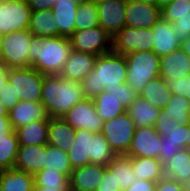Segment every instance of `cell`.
Masks as SVG:
<instances>
[{"mask_svg": "<svg viewBox=\"0 0 190 191\" xmlns=\"http://www.w3.org/2000/svg\"><path fill=\"white\" fill-rule=\"evenodd\" d=\"M72 50L68 37L40 38L32 36L29 48V67L44 75H59Z\"/></svg>", "mask_w": 190, "mask_h": 191, "instance_id": "6da1fadb", "label": "cell"}, {"mask_svg": "<svg viewBox=\"0 0 190 191\" xmlns=\"http://www.w3.org/2000/svg\"><path fill=\"white\" fill-rule=\"evenodd\" d=\"M84 98L81 82L43 74L41 102L49 117L61 118Z\"/></svg>", "mask_w": 190, "mask_h": 191, "instance_id": "7a4b0ae2", "label": "cell"}, {"mask_svg": "<svg viewBox=\"0 0 190 191\" xmlns=\"http://www.w3.org/2000/svg\"><path fill=\"white\" fill-rule=\"evenodd\" d=\"M127 63L124 55L109 53L98 56L94 69L81 81L85 98L93 99L105 87L126 83Z\"/></svg>", "mask_w": 190, "mask_h": 191, "instance_id": "3957f363", "label": "cell"}, {"mask_svg": "<svg viewBox=\"0 0 190 191\" xmlns=\"http://www.w3.org/2000/svg\"><path fill=\"white\" fill-rule=\"evenodd\" d=\"M127 63L126 83L140 94L147 83L160 76V57L153 51H137L125 55Z\"/></svg>", "mask_w": 190, "mask_h": 191, "instance_id": "277c9868", "label": "cell"}, {"mask_svg": "<svg viewBox=\"0 0 190 191\" xmlns=\"http://www.w3.org/2000/svg\"><path fill=\"white\" fill-rule=\"evenodd\" d=\"M29 30H20L2 35L0 61L8 68L29 67V48L32 38Z\"/></svg>", "mask_w": 190, "mask_h": 191, "instance_id": "5b68a950", "label": "cell"}, {"mask_svg": "<svg viewBox=\"0 0 190 191\" xmlns=\"http://www.w3.org/2000/svg\"><path fill=\"white\" fill-rule=\"evenodd\" d=\"M135 123L127 112L103 122L101 133L116 154L127 153L135 133Z\"/></svg>", "mask_w": 190, "mask_h": 191, "instance_id": "8992f818", "label": "cell"}, {"mask_svg": "<svg viewBox=\"0 0 190 191\" xmlns=\"http://www.w3.org/2000/svg\"><path fill=\"white\" fill-rule=\"evenodd\" d=\"M153 46L152 28L125 26L112 38V51L124 56L137 51H153Z\"/></svg>", "mask_w": 190, "mask_h": 191, "instance_id": "52a82bcc", "label": "cell"}, {"mask_svg": "<svg viewBox=\"0 0 190 191\" xmlns=\"http://www.w3.org/2000/svg\"><path fill=\"white\" fill-rule=\"evenodd\" d=\"M8 81L20 101L41 102L43 74L32 67L9 68Z\"/></svg>", "mask_w": 190, "mask_h": 191, "instance_id": "ba28073f", "label": "cell"}, {"mask_svg": "<svg viewBox=\"0 0 190 191\" xmlns=\"http://www.w3.org/2000/svg\"><path fill=\"white\" fill-rule=\"evenodd\" d=\"M73 50L97 56L112 51V38L100 26L75 31L70 37Z\"/></svg>", "mask_w": 190, "mask_h": 191, "instance_id": "9c48e42d", "label": "cell"}, {"mask_svg": "<svg viewBox=\"0 0 190 191\" xmlns=\"http://www.w3.org/2000/svg\"><path fill=\"white\" fill-rule=\"evenodd\" d=\"M31 12L25 0H0V34L28 30Z\"/></svg>", "mask_w": 190, "mask_h": 191, "instance_id": "30bf717a", "label": "cell"}, {"mask_svg": "<svg viewBox=\"0 0 190 191\" xmlns=\"http://www.w3.org/2000/svg\"><path fill=\"white\" fill-rule=\"evenodd\" d=\"M75 130H88L93 133L102 131L103 119L97 114L93 99L84 98L61 117Z\"/></svg>", "mask_w": 190, "mask_h": 191, "instance_id": "8fae6325", "label": "cell"}, {"mask_svg": "<svg viewBox=\"0 0 190 191\" xmlns=\"http://www.w3.org/2000/svg\"><path fill=\"white\" fill-rule=\"evenodd\" d=\"M162 136L154 126L137 127L131 146L126 154L131 157H146L159 159Z\"/></svg>", "mask_w": 190, "mask_h": 191, "instance_id": "7c38bea8", "label": "cell"}, {"mask_svg": "<svg viewBox=\"0 0 190 191\" xmlns=\"http://www.w3.org/2000/svg\"><path fill=\"white\" fill-rule=\"evenodd\" d=\"M126 2L127 0H104L97 3L99 26L111 38L126 26Z\"/></svg>", "mask_w": 190, "mask_h": 191, "instance_id": "4fadbf2b", "label": "cell"}, {"mask_svg": "<svg viewBox=\"0 0 190 191\" xmlns=\"http://www.w3.org/2000/svg\"><path fill=\"white\" fill-rule=\"evenodd\" d=\"M125 18L126 26L152 28L161 19V9L136 0H127Z\"/></svg>", "mask_w": 190, "mask_h": 191, "instance_id": "5bb4252c", "label": "cell"}, {"mask_svg": "<svg viewBox=\"0 0 190 191\" xmlns=\"http://www.w3.org/2000/svg\"><path fill=\"white\" fill-rule=\"evenodd\" d=\"M161 18L174 25L180 42L190 37V0H175L161 9Z\"/></svg>", "mask_w": 190, "mask_h": 191, "instance_id": "9a60e30c", "label": "cell"}, {"mask_svg": "<svg viewBox=\"0 0 190 191\" xmlns=\"http://www.w3.org/2000/svg\"><path fill=\"white\" fill-rule=\"evenodd\" d=\"M106 169V166L96 164L73 169L69 176L70 191H96Z\"/></svg>", "mask_w": 190, "mask_h": 191, "instance_id": "2e32d148", "label": "cell"}, {"mask_svg": "<svg viewBox=\"0 0 190 191\" xmlns=\"http://www.w3.org/2000/svg\"><path fill=\"white\" fill-rule=\"evenodd\" d=\"M97 58L95 54L72 49L59 75L64 79L81 82L94 69Z\"/></svg>", "mask_w": 190, "mask_h": 191, "instance_id": "e0dca14e", "label": "cell"}, {"mask_svg": "<svg viewBox=\"0 0 190 191\" xmlns=\"http://www.w3.org/2000/svg\"><path fill=\"white\" fill-rule=\"evenodd\" d=\"M46 145H19L15 169L35 176L45 168Z\"/></svg>", "mask_w": 190, "mask_h": 191, "instance_id": "ac0fdd59", "label": "cell"}, {"mask_svg": "<svg viewBox=\"0 0 190 191\" xmlns=\"http://www.w3.org/2000/svg\"><path fill=\"white\" fill-rule=\"evenodd\" d=\"M154 46L153 52L161 57L180 49L181 42L176 37L174 25L169 21L160 19L152 27Z\"/></svg>", "mask_w": 190, "mask_h": 191, "instance_id": "d6986e66", "label": "cell"}, {"mask_svg": "<svg viewBox=\"0 0 190 191\" xmlns=\"http://www.w3.org/2000/svg\"><path fill=\"white\" fill-rule=\"evenodd\" d=\"M13 130L40 119H49L42 102L19 101L9 112Z\"/></svg>", "mask_w": 190, "mask_h": 191, "instance_id": "ffe728a7", "label": "cell"}, {"mask_svg": "<svg viewBox=\"0 0 190 191\" xmlns=\"http://www.w3.org/2000/svg\"><path fill=\"white\" fill-rule=\"evenodd\" d=\"M160 77L164 80H177L190 74V58L178 49L160 57Z\"/></svg>", "mask_w": 190, "mask_h": 191, "instance_id": "44dd1931", "label": "cell"}, {"mask_svg": "<svg viewBox=\"0 0 190 191\" xmlns=\"http://www.w3.org/2000/svg\"><path fill=\"white\" fill-rule=\"evenodd\" d=\"M93 132L75 130L74 145L68 151V157L73 169L91 164V147Z\"/></svg>", "mask_w": 190, "mask_h": 191, "instance_id": "7402d4cb", "label": "cell"}, {"mask_svg": "<svg viewBox=\"0 0 190 191\" xmlns=\"http://www.w3.org/2000/svg\"><path fill=\"white\" fill-rule=\"evenodd\" d=\"M79 2L58 1L52 7L53 23L59 29V36L70 37L75 32V19Z\"/></svg>", "mask_w": 190, "mask_h": 191, "instance_id": "603a6c76", "label": "cell"}, {"mask_svg": "<svg viewBox=\"0 0 190 191\" xmlns=\"http://www.w3.org/2000/svg\"><path fill=\"white\" fill-rule=\"evenodd\" d=\"M75 129L62 118L49 117L48 142L49 146H54L68 152L74 145Z\"/></svg>", "mask_w": 190, "mask_h": 191, "instance_id": "cb8c5ba5", "label": "cell"}, {"mask_svg": "<svg viewBox=\"0 0 190 191\" xmlns=\"http://www.w3.org/2000/svg\"><path fill=\"white\" fill-rule=\"evenodd\" d=\"M49 119H40L18 127L15 132L19 145H47Z\"/></svg>", "mask_w": 190, "mask_h": 191, "instance_id": "d4e9b609", "label": "cell"}, {"mask_svg": "<svg viewBox=\"0 0 190 191\" xmlns=\"http://www.w3.org/2000/svg\"><path fill=\"white\" fill-rule=\"evenodd\" d=\"M106 168L115 175L117 188L121 191L128 189L137 181L132 168V157L126 153L116 154Z\"/></svg>", "mask_w": 190, "mask_h": 191, "instance_id": "484cf974", "label": "cell"}, {"mask_svg": "<svg viewBox=\"0 0 190 191\" xmlns=\"http://www.w3.org/2000/svg\"><path fill=\"white\" fill-rule=\"evenodd\" d=\"M159 111V108L140 96L126 109L136 128L155 126Z\"/></svg>", "mask_w": 190, "mask_h": 191, "instance_id": "4316f807", "label": "cell"}, {"mask_svg": "<svg viewBox=\"0 0 190 191\" xmlns=\"http://www.w3.org/2000/svg\"><path fill=\"white\" fill-rule=\"evenodd\" d=\"M53 20L54 14L51 9L32 11L28 30L33 36L40 38L59 36V29Z\"/></svg>", "mask_w": 190, "mask_h": 191, "instance_id": "83f0119b", "label": "cell"}, {"mask_svg": "<svg viewBox=\"0 0 190 191\" xmlns=\"http://www.w3.org/2000/svg\"><path fill=\"white\" fill-rule=\"evenodd\" d=\"M34 176L15 168L0 171V191H32Z\"/></svg>", "mask_w": 190, "mask_h": 191, "instance_id": "f1b7e54d", "label": "cell"}, {"mask_svg": "<svg viewBox=\"0 0 190 191\" xmlns=\"http://www.w3.org/2000/svg\"><path fill=\"white\" fill-rule=\"evenodd\" d=\"M132 168L137 179L158 182L164 177V166L157 158L132 157Z\"/></svg>", "mask_w": 190, "mask_h": 191, "instance_id": "f546056e", "label": "cell"}, {"mask_svg": "<svg viewBox=\"0 0 190 191\" xmlns=\"http://www.w3.org/2000/svg\"><path fill=\"white\" fill-rule=\"evenodd\" d=\"M139 96L157 108L163 109L170 100L172 93L166 81L159 76L151 79L140 92Z\"/></svg>", "mask_w": 190, "mask_h": 191, "instance_id": "4dcf8cb0", "label": "cell"}, {"mask_svg": "<svg viewBox=\"0 0 190 191\" xmlns=\"http://www.w3.org/2000/svg\"><path fill=\"white\" fill-rule=\"evenodd\" d=\"M164 176H168L176 180L179 184L190 178V151L183 149L169 162L164 165Z\"/></svg>", "mask_w": 190, "mask_h": 191, "instance_id": "1f68e13d", "label": "cell"}, {"mask_svg": "<svg viewBox=\"0 0 190 191\" xmlns=\"http://www.w3.org/2000/svg\"><path fill=\"white\" fill-rule=\"evenodd\" d=\"M93 100L97 114L102 117L104 122L125 113L127 109L116 96L105 91L97 94Z\"/></svg>", "mask_w": 190, "mask_h": 191, "instance_id": "d6a6232c", "label": "cell"}, {"mask_svg": "<svg viewBox=\"0 0 190 191\" xmlns=\"http://www.w3.org/2000/svg\"><path fill=\"white\" fill-rule=\"evenodd\" d=\"M34 185L37 187L57 189V191H70L69 177L65 173L46 169L39 171L34 176Z\"/></svg>", "mask_w": 190, "mask_h": 191, "instance_id": "836d02e7", "label": "cell"}, {"mask_svg": "<svg viewBox=\"0 0 190 191\" xmlns=\"http://www.w3.org/2000/svg\"><path fill=\"white\" fill-rule=\"evenodd\" d=\"M99 26L97 3L91 0H81L76 12L75 31Z\"/></svg>", "mask_w": 190, "mask_h": 191, "instance_id": "e575fe53", "label": "cell"}, {"mask_svg": "<svg viewBox=\"0 0 190 191\" xmlns=\"http://www.w3.org/2000/svg\"><path fill=\"white\" fill-rule=\"evenodd\" d=\"M18 146V137L15 130L0 137V171L14 167Z\"/></svg>", "mask_w": 190, "mask_h": 191, "instance_id": "d590c367", "label": "cell"}, {"mask_svg": "<svg viewBox=\"0 0 190 191\" xmlns=\"http://www.w3.org/2000/svg\"><path fill=\"white\" fill-rule=\"evenodd\" d=\"M116 153L110 147L105 136L93 133L91 147V164L107 166L115 157Z\"/></svg>", "mask_w": 190, "mask_h": 191, "instance_id": "8d00e7d4", "label": "cell"}, {"mask_svg": "<svg viewBox=\"0 0 190 191\" xmlns=\"http://www.w3.org/2000/svg\"><path fill=\"white\" fill-rule=\"evenodd\" d=\"M165 108L166 115L171 116L174 123L178 125L190 123V100L187 98L172 94Z\"/></svg>", "mask_w": 190, "mask_h": 191, "instance_id": "74e56055", "label": "cell"}, {"mask_svg": "<svg viewBox=\"0 0 190 191\" xmlns=\"http://www.w3.org/2000/svg\"><path fill=\"white\" fill-rule=\"evenodd\" d=\"M45 168H51L60 173H65L68 177L73 170L68 152L54 146H49L48 144L46 145Z\"/></svg>", "mask_w": 190, "mask_h": 191, "instance_id": "f35d334b", "label": "cell"}, {"mask_svg": "<svg viewBox=\"0 0 190 191\" xmlns=\"http://www.w3.org/2000/svg\"><path fill=\"white\" fill-rule=\"evenodd\" d=\"M103 91L116 96L126 108L139 96L133 87L127 83L117 84V86L114 87H105Z\"/></svg>", "mask_w": 190, "mask_h": 191, "instance_id": "ab89813d", "label": "cell"}, {"mask_svg": "<svg viewBox=\"0 0 190 191\" xmlns=\"http://www.w3.org/2000/svg\"><path fill=\"white\" fill-rule=\"evenodd\" d=\"M188 125H178L175 123L169 131L166 137V141L172 142L178 148L187 149V139H188Z\"/></svg>", "mask_w": 190, "mask_h": 191, "instance_id": "60d3db41", "label": "cell"}, {"mask_svg": "<svg viewBox=\"0 0 190 191\" xmlns=\"http://www.w3.org/2000/svg\"><path fill=\"white\" fill-rule=\"evenodd\" d=\"M172 94L183 96L190 100V74L177 80H165Z\"/></svg>", "mask_w": 190, "mask_h": 191, "instance_id": "b9f144b4", "label": "cell"}, {"mask_svg": "<svg viewBox=\"0 0 190 191\" xmlns=\"http://www.w3.org/2000/svg\"><path fill=\"white\" fill-rule=\"evenodd\" d=\"M0 101L8 111H10L20 101L19 95H16L14 86L11 85L9 81L0 92Z\"/></svg>", "mask_w": 190, "mask_h": 191, "instance_id": "7bdbcfd3", "label": "cell"}, {"mask_svg": "<svg viewBox=\"0 0 190 191\" xmlns=\"http://www.w3.org/2000/svg\"><path fill=\"white\" fill-rule=\"evenodd\" d=\"M182 148H178L172 142L166 141V137L162 136L161 140V153H160V161L164 166L166 163L169 162V159L174 157L177 153L182 151Z\"/></svg>", "mask_w": 190, "mask_h": 191, "instance_id": "ee69618b", "label": "cell"}, {"mask_svg": "<svg viewBox=\"0 0 190 191\" xmlns=\"http://www.w3.org/2000/svg\"><path fill=\"white\" fill-rule=\"evenodd\" d=\"M171 118V116L166 115V108L160 109L154 127L161 136L167 135L170 132L169 130L175 126V123L171 120Z\"/></svg>", "mask_w": 190, "mask_h": 191, "instance_id": "f6af8a7d", "label": "cell"}, {"mask_svg": "<svg viewBox=\"0 0 190 191\" xmlns=\"http://www.w3.org/2000/svg\"><path fill=\"white\" fill-rule=\"evenodd\" d=\"M96 191H121V189L117 188L115 175H112V173L106 169L104 172V177Z\"/></svg>", "mask_w": 190, "mask_h": 191, "instance_id": "bcb514c9", "label": "cell"}, {"mask_svg": "<svg viewBox=\"0 0 190 191\" xmlns=\"http://www.w3.org/2000/svg\"><path fill=\"white\" fill-rule=\"evenodd\" d=\"M155 191H182L181 184H179L173 178L164 176L158 182H156Z\"/></svg>", "mask_w": 190, "mask_h": 191, "instance_id": "7dc6e473", "label": "cell"}, {"mask_svg": "<svg viewBox=\"0 0 190 191\" xmlns=\"http://www.w3.org/2000/svg\"><path fill=\"white\" fill-rule=\"evenodd\" d=\"M31 11L52 9L56 3L54 0H25Z\"/></svg>", "mask_w": 190, "mask_h": 191, "instance_id": "c3c4849f", "label": "cell"}, {"mask_svg": "<svg viewBox=\"0 0 190 191\" xmlns=\"http://www.w3.org/2000/svg\"><path fill=\"white\" fill-rule=\"evenodd\" d=\"M156 182L137 179V181L124 191H155Z\"/></svg>", "mask_w": 190, "mask_h": 191, "instance_id": "681fc988", "label": "cell"}, {"mask_svg": "<svg viewBox=\"0 0 190 191\" xmlns=\"http://www.w3.org/2000/svg\"><path fill=\"white\" fill-rule=\"evenodd\" d=\"M12 130L9 116H0V137L8 135Z\"/></svg>", "mask_w": 190, "mask_h": 191, "instance_id": "f907efd6", "label": "cell"}, {"mask_svg": "<svg viewBox=\"0 0 190 191\" xmlns=\"http://www.w3.org/2000/svg\"><path fill=\"white\" fill-rule=\"evenodd\" d=\"M9 68L0 63V92L8 82Z\"/></svg>", "mask_w": 190, "mask_h": 191, "instance_id": "816d5d0a", "label": "cell"}, {"mask_svg": "<svg viewBox=\"0 0 190 191\" xmlns=\"http://www.w3.org/2000/svg\"><path fill=\"white\" fill-rule=\"evenodd\" d=\"M180 49L190 58V37L181 42Z\"/></svg>", "mask_w": 190, "mask_h": 191, "instance_id": "f5cc1de1", "label": "cell"}, {"mask_svg": "<svg viewBox=\"0 0 190 191\" xmlns=\"http://www.w3.org/2000/svg\"><path fill=\"white\" fill-rule=\"evenodd\" d=\"M172 1L175 0H157V7L162 9L164 6L170 4Z\"/></svg>", "mask_w": 190, "mask_h": 191, "instance_id": "db71d44e", "label": "cell"}, {"mask_svg": "<svg viewBox=\"0 0 190 191\" xmlns=\"http://www.w3.org/2000/svg\"><path fill=\"white\" fill-rule=\"evenodd\" d=\"M182 191H190V178L181 184Z\"/></svg>", "mask_w": 190, "mask_h": 191, "instance_id": "11a10c76", "label": "cell"}, {"mask_svg": "<svg viewBox=\"0 0 190 191\" xmlns=\"http://www.w3.org/2000/svg\"><path fill=\"white\" fill-rule=\"evenodd\" d=\"M8 110L5 108V106L0 101V116H8Z\"/></svg>", "mask_w": 190, "mask_h": 191, "instance_id": "9f6ffc18", "label": "cell"}, {"mask_svg": "<svg viewBox=\"0 0 190 191\" xmlns=\"http://www.w3.org/2000/svg\"><path fill=\"white\" fill-rule=\"evenodd\" d=\"M32 191H57V189H51V188H43V187H37V186H33Z\"/></svg>", "mask_w": 190, "mask_h": 191, "instance_id": "6f0895ef", "label": "cell"}, {"mask_svg": "<svg viewBox=\"0 0 190 191\" xmlns=\"http://www.w3.org/2000/svg\"><path fill=\"white\" fill-rule=\"evenodd\" d=\"M136 1L157 6V0H136Z\"/></svg>", "mask_w": 190, "mask_h": 191, "instance_id": "680465c9", "label": "cell"}, {"mask_svg": "<svg viewBox=\"0 0 190 191\" xmlns=\"http://www.w3.org/2000/svg\"><path fill=\"white\" fill-rule=\"evenodd\" d=\"M190 148V123H189V130H188V139H187V149Z\"/></svg>", "mask_w": 190, "mask_h": 191, "instance_id": "91938a15", "label": "cell"}, {"mask_svg": "<svg viewBox=\"0 0 190 191\" xmlns=\"http://www.w3.org/2000/svg\"><path fill=\"white\" fill-rule=\"evenodd\" d=\"M55 2H58V1H62V2H70V1H73V2H80L81 0H54Z\"/></svg>", "mask_w": 190, "mask_h": 191, "instance_id": "94428289", "label": "cell"}, {"mask_svg": "<svg viewBox=\"0 0 190 191\" xmlns=\"http://www.w3.org/2000/svg\"><path fill=\"white\" fill-rule=\"evenodd\" d=\"M91 1L99 3V2L104 1V0H91Z\"/></svg>", "mask_w": 190, "mask_h": 191, "instance_id": "6125c7cd", "label": "cell"}, {"mask_svg": "<svg viewBox=\"0 0 190 191\" xmlns=\"http://www.w3.org/2000/svg\"><path fill=\"white\" fill-rule=\"evenodd\" d=\"M1 41H2V35L0 34V45H1Z\"/></svg>", "mask_w": 190, "mask_h": 191, "instance_id": "be15d7a7", "label": "cell"}]
</instances>
